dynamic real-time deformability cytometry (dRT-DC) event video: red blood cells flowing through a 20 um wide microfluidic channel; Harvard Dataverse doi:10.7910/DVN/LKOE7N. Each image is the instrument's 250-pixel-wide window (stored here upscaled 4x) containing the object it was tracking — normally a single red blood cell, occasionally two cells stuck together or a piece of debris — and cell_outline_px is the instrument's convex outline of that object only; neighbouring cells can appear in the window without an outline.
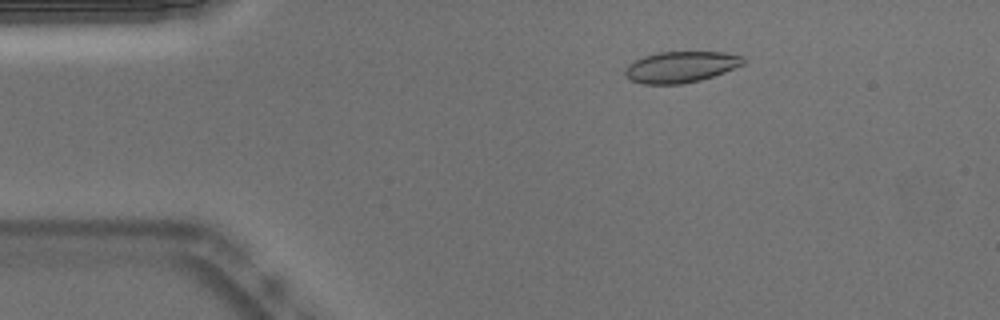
{"species": "Egyptian fruit bat (a non-hibernating species)", "species_latin": "Rousettus aegyptiacus", "temperature_condition": "warm", "stored_images_in_passage": 53, "camera_frame_rate_fps": 3000, "um_per_image_px": 0.085, "animal": {"sex": "male"}, "frame": {"image": 1, "passage_image": 9, "time_ms": 2.667, "image_size_px": [1000, 320], "cell_outline_px": [[744, 64], [724, 72], [700, 80], [680, 84], [644, 84], [632, 80], [624, 72], [628, 64], [644, 56], [660, 52], [724, 52], [744, 56]], "centroid_in_image_um": [57.89, 5.68], "position_along_channel_um": 27.1, "area_um2": 21.21}}
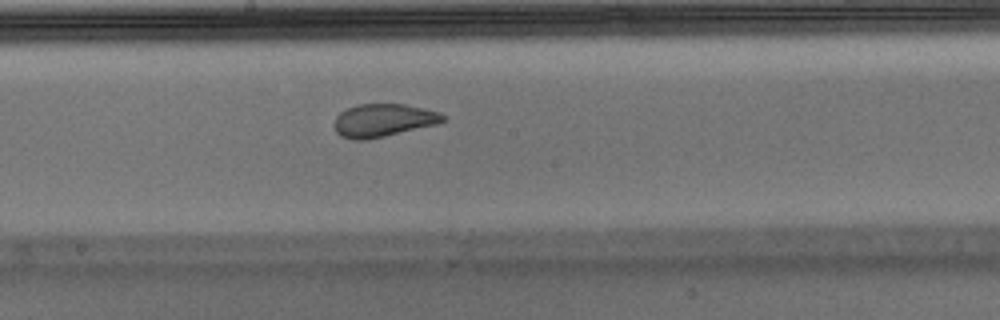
{"frame": {"image": 2, "passage_image": 28, "time_ms": 9.0, "image_size_px": [1000, 320], "cell_outline_px": [[448, 120], [436, 124], [384, 136], [364, 140], [352, 140], [340, 136], [336, 132], [332, 124], [336, 116], [340, 112], [356, 104], [404, 104], [440, 112]], "centroid_in_image_um": [32.53, 10.23], "position_along_channel_um": 215.7, "area_um2": 20.92}}
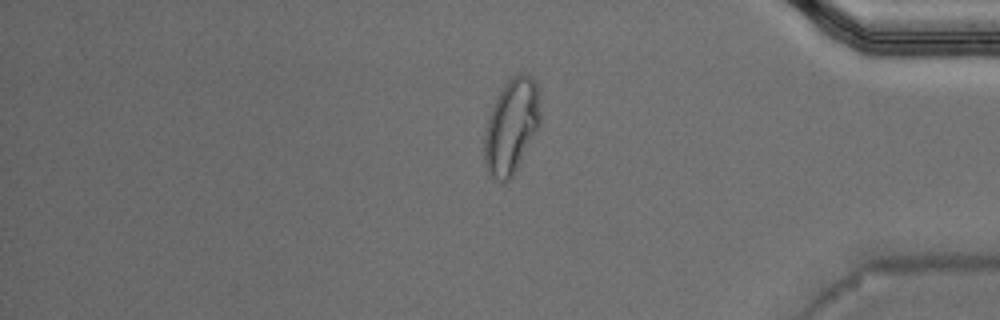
{"frame": {"image": 3, "passage_image": 44, "time_ms": 14.333, "image_size_px": [1000, 320], "cell_outline_px": [[540, 124], [512, 176], [508, 180], [500, 184], [488, 172], [484, 164], [484, 136], [488, 116], [504, 84], [516, 72], [524, 72], [532, 76], [536, 84], [540, 96]], "centroid_in_image_um": [43.47, 10.7], "position_along_channel_um": 391.7, "area_um2": 30.98}}